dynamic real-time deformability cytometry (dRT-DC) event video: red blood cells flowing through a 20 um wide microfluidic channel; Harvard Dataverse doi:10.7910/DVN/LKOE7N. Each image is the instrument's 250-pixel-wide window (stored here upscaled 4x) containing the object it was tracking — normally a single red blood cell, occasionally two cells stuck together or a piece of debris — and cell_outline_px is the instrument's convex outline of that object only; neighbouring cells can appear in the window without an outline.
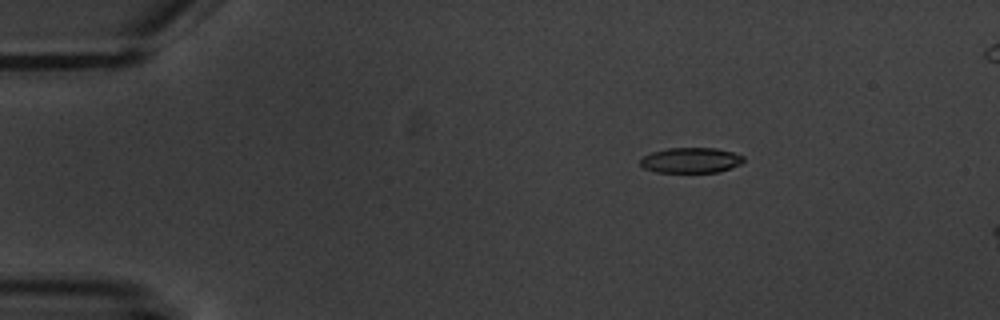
{"species": "common noctule bat (a hibernating species)", "species_latin": "Nyctalus noctula", "temperature_condition": "warm", "stored_images_in_passage": 3, "camera_frame_rate_fps": 3000, "um_per_image_px": 0.085, "animal": {"sex": "male", "body_mass_g": 20.1, "forearm_length_mm": 53.5}, "frame": {"image": 1, "passage_image": 1, "time_ms": 0.0, "image_size_px": [1000, 320], "cell_outline_px": [[744, 160], [740, 164], [720, 172], [656, 172], [644, 168], [640, 164], [640, 160], [644, 156], [652, 152], [668, 148], [716, 148], [732, 152], [744, 156]], "centroid_in_image_um": [58.73, 13.62], "position_along_channel_um": 26.3, "area_um2": 15.2}}